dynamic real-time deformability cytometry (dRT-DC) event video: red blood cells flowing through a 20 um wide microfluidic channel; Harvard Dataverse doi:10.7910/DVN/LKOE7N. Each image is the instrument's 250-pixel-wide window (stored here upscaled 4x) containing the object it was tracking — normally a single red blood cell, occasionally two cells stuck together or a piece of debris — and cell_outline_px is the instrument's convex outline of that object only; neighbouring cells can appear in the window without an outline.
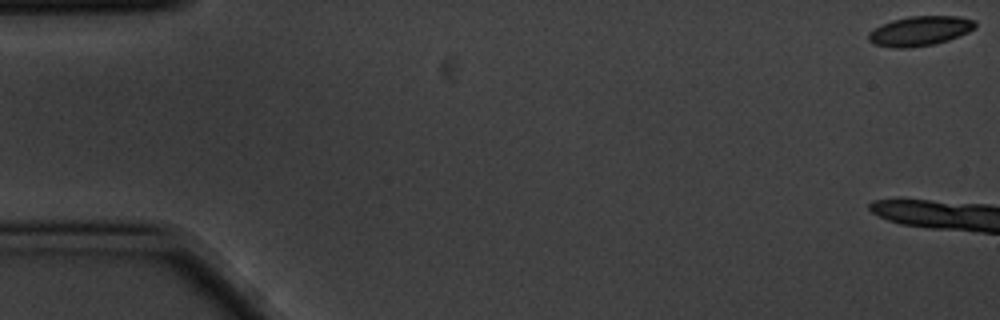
{"species": "common noctule bat (a hibernating species)", "species_latin": "Nyctalus noctula", "temperature_condition": "cold", "stored_images_in_passage": 4, "camera_frame_rate_fps": 3000, "um_per_image_px": 0.085, "animal": {"sex": "male", "body_mass_g": 20.1, "forearm_length_mm": 53.5}, "frame": {"image": 1, "passage_image": 1, "time_ms": 0.0, "image_size_px": [1000, 320], "cell_outline_px": [[976, 28], [968, 32], [948, 40], [932, 44], [908, 48], [892, 48], [876, 44], [868, 40], [868, 32], [880, 24], [892, 20], [908, 16], [960, 16], [976, 20]], "centroid_in_image_um": [78.19, 2.62], "position_along_channel_um": 6.8, "area_um2": 18.55}}